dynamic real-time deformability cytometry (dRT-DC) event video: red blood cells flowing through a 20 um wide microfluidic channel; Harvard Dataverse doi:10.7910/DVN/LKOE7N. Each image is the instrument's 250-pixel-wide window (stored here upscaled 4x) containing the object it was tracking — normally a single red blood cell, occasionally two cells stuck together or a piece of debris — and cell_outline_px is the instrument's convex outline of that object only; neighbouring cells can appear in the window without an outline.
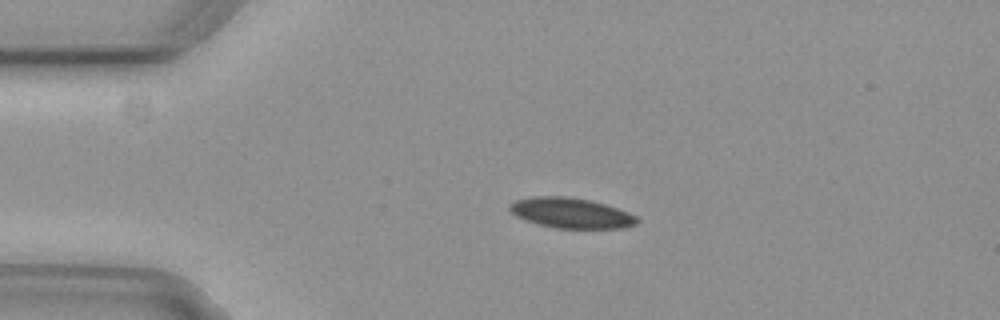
{"species": "common noctule bat (a hibernating species)", "species_latin": "Nyctalus noctula", "temperature_condition": "cold", "stored_images_in_passage": 2, "camera_frame_rate_fps": 3000, "um_per_image_px": 0.085, "animal": {"sex": "female", "body_mass_g": 29.2, "forearm_length_mm": 56.3}, "frame": {"image": 1, "passage_image": 1, "time_ms": 0.0, "image_size_px": [1000, 320], "cell_outline_px": [[640, 220], [636, 224], [624, 228], [556, 228], [540, 224], [516, 216], [508, 208], [508, 204], [516, 200], [532, 196], [568, 196], [592, 200], [628, 212], [636, 216]], "centroid_in_image_um": [48.55, 18.09], "position_along_channel_um": 36.5, "area_um2": 22.43}}